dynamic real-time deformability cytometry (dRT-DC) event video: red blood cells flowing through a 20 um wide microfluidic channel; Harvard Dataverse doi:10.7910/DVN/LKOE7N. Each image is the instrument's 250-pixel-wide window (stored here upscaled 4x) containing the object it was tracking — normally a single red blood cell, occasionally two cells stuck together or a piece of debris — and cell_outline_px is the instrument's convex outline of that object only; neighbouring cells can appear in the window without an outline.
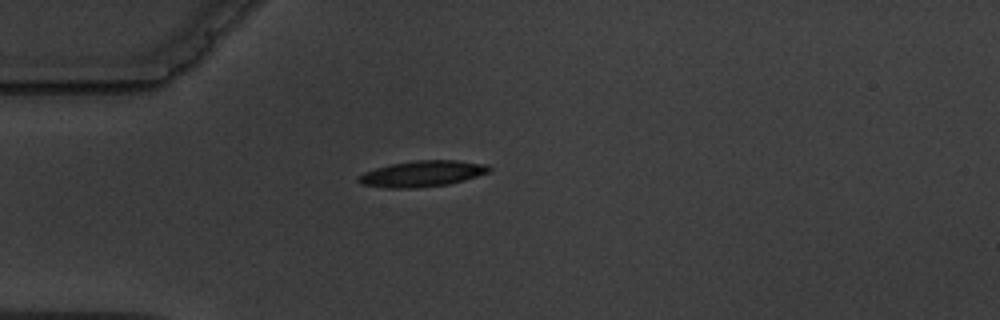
{"species": "common noctule bat (a hibernating species)", "species_latin": "Nyctalus noctula", "temperature_condition": "warm", "stored_images_in_passage": 1, "camera_frame_rate_fps": 3000, "um_per_image_px": 0.085, "animal": {"sex": "male", "body_mass_g": 19.5, "forearm_length_mm": 54.6}, "frame": {"image": 1, "passage_image": 1, "time_ms": 0.0, "image_size_px": [1000, 320], "cell_outline_px": [[492, 168], [488, 172], [464, 180], [448, 184], [416, 188], [384, 188], [360, 184], [356, 180], [364, 172], [376, 168], [392, 164], [416, 160], [456, 160], [488, 164]], "centroid_in_image_um": [35.88, 14.77], "position_along_channel_um": 49.1, "area_um2": 19.77}}